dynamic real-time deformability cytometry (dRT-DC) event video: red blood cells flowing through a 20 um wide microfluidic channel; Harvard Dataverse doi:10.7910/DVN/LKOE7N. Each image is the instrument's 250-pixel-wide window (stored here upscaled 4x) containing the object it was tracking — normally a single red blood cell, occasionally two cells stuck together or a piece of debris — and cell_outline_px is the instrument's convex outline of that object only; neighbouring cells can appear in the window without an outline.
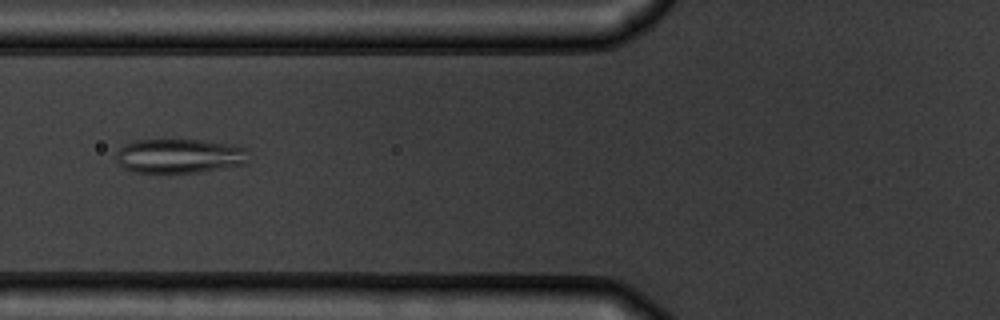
{"species": "common noctule bat (a hibernating species)", "species_latin": "Nyctalus noctula", "temperature_condition": "warm", "stored_images_in_passage": 4, "camera_frame_rate_fps": 3000, "um_per_image_px": 0.085, "animal": {"sex": "male", "body_mass_g": 19.5, "forearm_length_mm": 54.6}, "frame": {"image": 1, "passage_image": 2, "time_ms": 1.0, "image_size_px": [1000, 320], "cell_outline_px": [[244, 164], [224, 168], [200, 172], [132, 172], [124, 168], [116, 160], [116, 152], [124, 144], [136, 140], [200, 140], [224, 144], [244, 148]], "centroid_in_image_um": [15.14, 13.26], "position_along_channel_um": 110.7, "area_um2": 25.95}}